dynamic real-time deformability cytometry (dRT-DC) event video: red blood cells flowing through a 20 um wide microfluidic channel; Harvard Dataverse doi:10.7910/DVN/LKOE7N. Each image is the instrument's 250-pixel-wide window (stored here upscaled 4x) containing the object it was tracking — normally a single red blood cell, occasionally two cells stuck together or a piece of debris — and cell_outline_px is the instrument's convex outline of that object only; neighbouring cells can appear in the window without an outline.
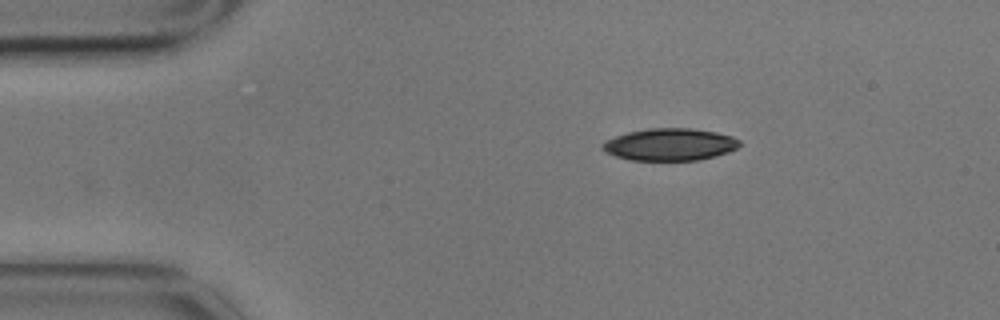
{"species": "common noctule bat (a hibernating species)", "species_latin": "Nyctalus noctula", "temperature_condition": "cold", "stored_images_in_passage": 4, "camera_frame_rate_fps": 3000, "um_per_image_px": 0.085, "animal": {"sex": "male", "body_mass_g": 17.9}, "frame": {"image": 1, "passage_image": 1, "time_ms": 0.0, "image_size_px": [1000, 320], "cell_outline_px": [[744, 144], [728, 152], [716, 156], [700, 160], [628, 160], [604, 152], [600, 148], [600, 144], [604, 140], [628, 132], [648, 128], [692, 128], [716, 132], [732, 136], [740, 140]], "centroid_in_image_um": [56.93, 12.28], "position_along_channel_um": 28.1, "area_um2": 26.07}}
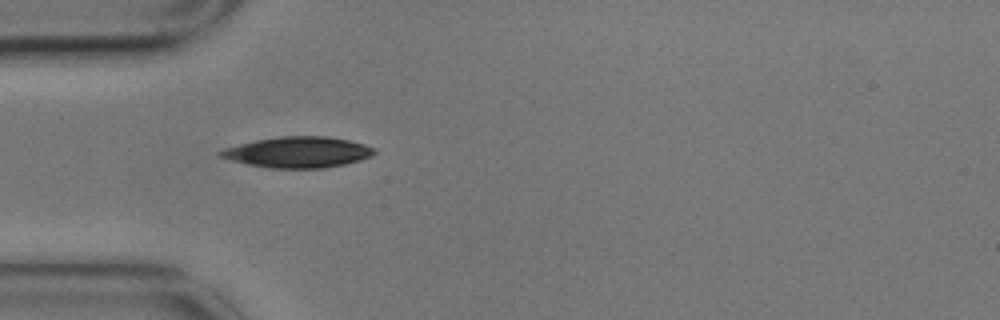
{"frame": {"image": 2, "passage_image": 3, "time_ms": 0.667, "image_size_px": [1000, 320], "cell_outline_px": [[376, 152], [372, 156], [360, 160], [344, 164], [324, 168], [268, 168], [248, 164], [232, 160], [220, 156], [216, 152], [224, 148], [256, 140], [280, 136], [328, 136], [348, 140], [364, 144], [376, 148]], "centroid_in_image_um": [25.35, 12.93], "position_along_channel_um": 59.7, "area_um2": 27.63}}